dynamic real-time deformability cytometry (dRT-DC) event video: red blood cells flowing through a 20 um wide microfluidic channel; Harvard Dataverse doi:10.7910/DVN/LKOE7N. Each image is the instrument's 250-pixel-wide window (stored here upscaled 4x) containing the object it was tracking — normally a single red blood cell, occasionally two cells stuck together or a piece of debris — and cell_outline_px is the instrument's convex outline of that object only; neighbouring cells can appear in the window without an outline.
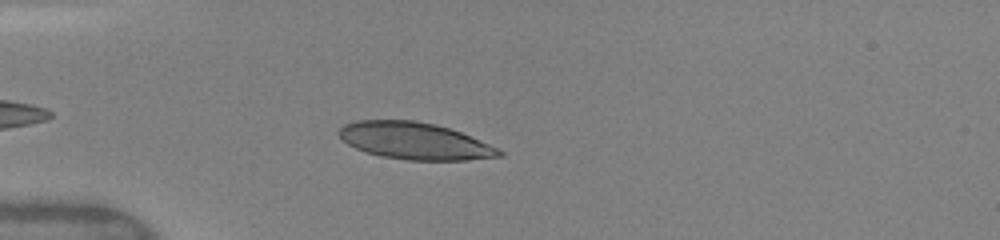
{"species": "human", "species_latin": "Homo sapiens", "temperature_condition": "warm", "stored_images_in_passage": 43, "camera_frame_rate_fps": 3000, "um_per_image_px": 0.085, "donor": {"sex": "female"}, "frame": {"image": 1, "passage_image": 10, "time_ms": 1.667, "image_size_px": [1000, 240], "cell_outline_px": [[504, 156], [468, 160], [408, 160], [380, 156], [356, 148], [348, 144], [336, 132], [344, 124], [356, 120], [416, 120], [436, 124], [460, 132], [488, 144], [504, 152]], "centroid_in_image_um": [35.23, 11.97], "position_along_channel_um": 49.8, "area_um2": 34.33}}
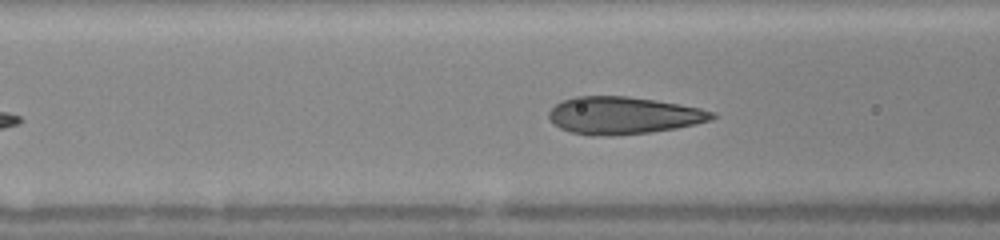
{"frame": {"image": 2, "passage_image": 27, "time_ms": 3.667, "image_size_px": [1000, 240], "cell_outline_px": [[716, 116], [708, 120], [676, 128], [652, 132], [612, 136], [588, 136], [572, 132], [560, 128], [548, 116], [548, 112], [556, 104], [564, 100], [576, 96], [628, 96], [656, 100], [680, 104], [700, 108], [716, 112]], "centroid_in_image_um": [52.97, 9.81], "position_along_channel_um": 113.6, "area_um2": 35.43}}